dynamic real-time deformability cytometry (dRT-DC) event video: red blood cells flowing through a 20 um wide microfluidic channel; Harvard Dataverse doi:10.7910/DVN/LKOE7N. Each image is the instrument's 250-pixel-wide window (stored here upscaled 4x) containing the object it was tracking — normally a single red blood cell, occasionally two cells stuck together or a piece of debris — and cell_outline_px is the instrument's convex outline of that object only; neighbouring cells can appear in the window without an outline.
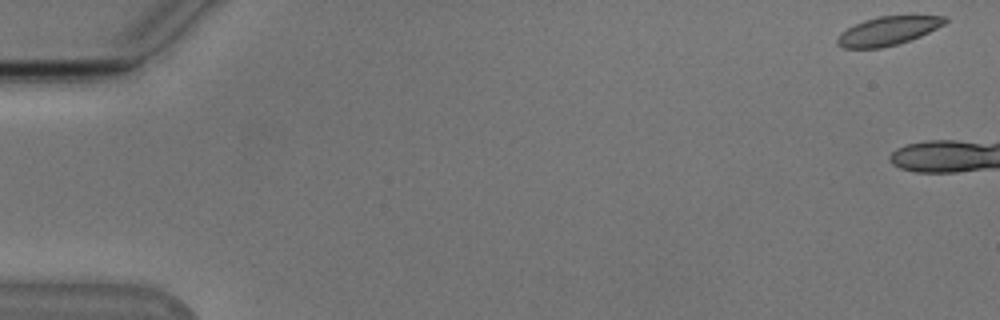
{"species": "Egyptian fruit bat (a non-hibernating species)", "species_latin": "Rousettus aegyptiacus", "temperature_condition": "cold", "stored_images_in_passage": 10, "camera_frame_rate_fps": 3000, "um_per_image_px": 0.085, "animal": {"sex": "male"}, "frame": {"image": 1, "passage_image": 1, "time_ms": 0.0, "image_size_px": [1000, 320], "cell_outline_px": [[948, 20], [944, 24], [920, 36], [896, 44], [880, 48], [844, 48], [836, 44], [836, 40], [840, 32], [864, 20], [880, 16], [948, 16]], "centroid_in_image_um": [75.45, 2.63], "position_along_channel_um": 9.6, "area_um2": 17.74}}